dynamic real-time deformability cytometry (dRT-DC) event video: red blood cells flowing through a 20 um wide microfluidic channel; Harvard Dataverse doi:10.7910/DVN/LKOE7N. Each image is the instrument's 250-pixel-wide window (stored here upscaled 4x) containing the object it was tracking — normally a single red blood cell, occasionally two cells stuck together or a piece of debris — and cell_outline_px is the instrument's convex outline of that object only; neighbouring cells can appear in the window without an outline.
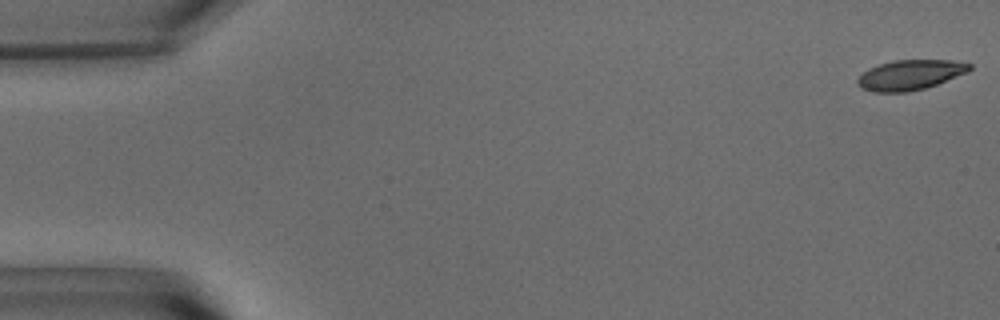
{"species": "common noctule bat (a hibernating species)", "species_latin": "Nyctalus noctula", "temperature_condition": "warm", "stored_images_in_passage": 54, "camera_frame_rate_fps": 3000, "um_per_image_px": 0.085, "animal": {"sex": "male", "body_mass_g": 15.6}, "frame": {"image": 1, "passage_image": 1, "time_ms": 0.0, "image_size_px": [1000, 320], "cell_outline_px": [[972, 68], [968, 72], [936, 84], [924, 88], [908, 92], [872, 92], [860, 88], [856, 84], [856, 80], [868, 68], [892, 60], [952, 60], [972, 64]], "centroid_in_image_um": [77.34, 6.37], "position_along_channel_um": 7.7, "area_um2": 19.65}}
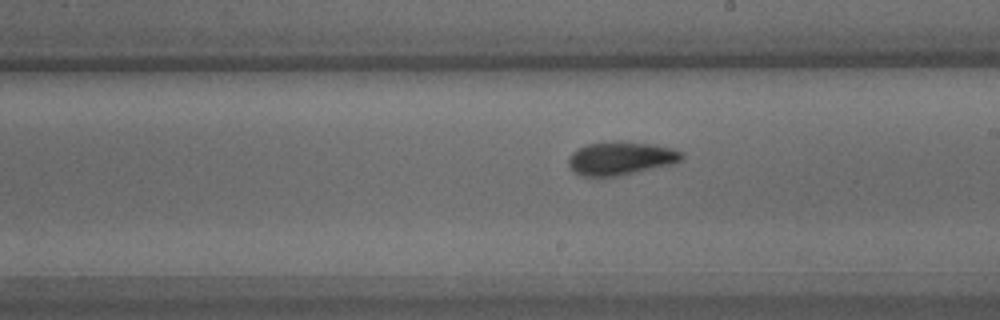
{"frame": {"image": 2, "passage_image": 31, "time_ms": 10.0, "image_size_px": [1000, 320], "cell_outline_px": [[684, 156], [680, 160], [672, 164], [616, 176], [580, 176], [572, 172], [568, 168], [568, 156], [572, 152], [588, 144], [616, 140], [620, 140], [656, 144], [672, 148], [684, 152]], "centroid_in_image_um": [52.74, 13.44], "position_along_channel_um": 236.3, "area_um2": 22.31}}
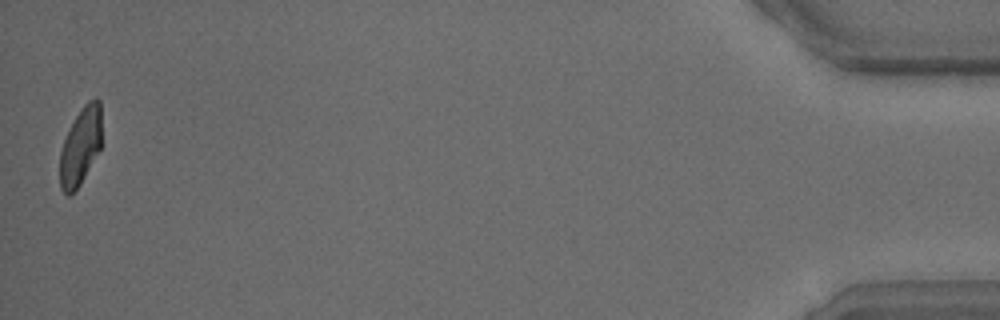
{"frame": {"image": 3, "passage_image": 54, "time_ms": 17.667, "image_size_px": [1000, 320], "cell_outline_px": [[100, 148], [80, 184], [68, 196], [60, 188], [60, 152], [64, 140], [76, 116], [84, 104], [88, 100], [96, 96], [100, 100]], "centroid_in_image_um": [6.83, 12.41], "position_along_channel_um": 428.4, "area_um2": 18.44}, "authors_computed_cell_mechanics": {"area_um2": 20.7502, "velocity_mm_per_s": 3.7159, "shape_relaxation_time_tau1_ms": 5.4946, "shape_relaxation_time_tau2_ms": 2.7817, "deformation_change_tau1": 0.183, "deformation_change_tau2": 0.0784}}